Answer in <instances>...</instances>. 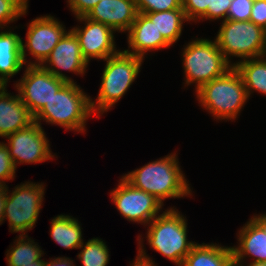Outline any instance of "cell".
<instances>
[{"label": "cell", "mask_w": 266, "mask_h": 266, "mask_svg": "<svg viewBox=\"0 0 266 266\" xmlns=\"http://www.w3.org/2000/svg\"><path fill=\"white\" fill-rule=\"evenodd\" d=\"M83 249L76 256L82 266H107L109 263V249L100 238H93L83 243L79 249Z\"/></svg>", "instance_id": "obj_25"}, {"label": "cell", "mask_w": 266, "mask_h": 266, "mask_svg": "<svg viewBox=\"0 0 266 266\" xmlns=\"http://www.w3.org/2000/svg\"><path fill=\"white\" fill-rule=\"evenodd\" d=\"M6 89L0 93V137L4 138L34 122L19 95L12 96Z\"/></svg>", "instance_id": "obj_17"}, {"label": "cell", "mask_w": 266, "mask_h": 266, "mask_svg": "<svg viewBox=\"0 0 266 266\" xmlns=\"http://www.w3.org/2000/svg\"><path fill=\"white\" fill-rule=\"evenodd\" d=\"M230 5V0H210L207 8V20H219L223 18V21H225Z\"/></svg>", "instance_id": "obj_31"}, {"label": "cell", "mask_w": 266, "mask_h": 266, "mask_svg": "<svg viewBox=\"0 0 266 266\" xmlns=\"http://www.w3.org/2000/svg\"><path fill=\"white\" fill-rule=\"evenodd\" d=\"M182 266H234L232 247L196 243Z\"/></svg>", "instance_id": "obj_20"}, {"label": "cell", "mask_w": 266, "mask_h": 266, "mask_svg": "<svg viewBox=\"0 0 266 266\" xmlns=\"http://www.w3.org/2000/svg\"><path fill=\"white\" fill-rule=\"evenodd\" d=\"M50 235L57 244L66 249H79L84 243L80 223L69 215H57L51 220Z\"/></svg>", "instance_id": "obj_22"}, {"label": "cell", "mask_w": 266, "mask_h": 266, "mask_svg": "<svg viewBox=\"0 0 266 266\" xmlns=\"http://www.w3.org/2000/svg\"><path fill=\"white\" fill-rule=\"evenodd\" d=\"M15 171L6 143L0 142V185L6 186V180H13Z\"/></svg>", "instance_id": "obj_30"}, {"label": "cell", "mask_w": 266, "mask_h": 266, "mask_svg": "<svg viewBox=\"0 0 266 266\" xmlns=\"http://www.w3.org/2000/svg\"><path fill=\"white\" fill-rule=\"evenodd\" d=\"M41 66L58 79L74 83L73 79L66 76L60 70L74 72L77 75H84L88 67V62L82 56L78 39L75 34L69 30L56 44Z\"/></svg>", "instance_id": "obj_14"}, {"label": "cell", "mask_w": 266, "mask_h": 266, "mask_svg": "<svg viewBox=\"0 0 266 266\" xmlns=\"http://www.w3.org/2000/svg\"><path fill=\"white\" fill-rule=\"evenodd\" d=\"M182 58L185 83H195L196 91L233 67L218 48L216 40H192L183 49Z\"/></svg>", "instance_id": "obj_6"}, {"label": "cell", "mask_w": 266, "mask_h": 266, "mask_svg": "<svg viewBox=\"0 0 266 266\" xmlns=\"http://www.w3.org/2000/svg\"><path fill=\"white\" fill-rule=\"evenodd\" d=\"M122 177L133 187L154 195L162 203L166 198L176 199L191 195L176 153L149 162Z\"/></svg>", "instance_id": "obj_1"}, {"label": "cell", "mask_w": 266, "mask_h": 266, "mask_svg": "<svg viewBox=\"0 0 266 266\" xmlns=\"http://www.w3.org/2000/svg\"><path fill=\"white\" fill-rule=\"evenodd\" d=\"M266 234V214L254 215L251 218Z\"/></svg>", "instance_id": "obj_37"}, {"label": "cell", "mask_w": 266, "mask_h": 266, "mask_svg": "<svg viewBox=\"0 0 266 266\" xmlns=\"http://www.w3.org/2000/svg\"><path fill=\"white\" fill-rule=\"evenodd\" d=\"M254 0H233L227 19L234 21H249Z\"/></svg>", "instance_id": "obj_29"}, {"label": "cell", "mask_w": 266, "mask_h": 266, "mask_svg": "<svg viewBox=\"0 0 266 266\" xmlns=\"http://www.w3.org/2000/svg\"><path fill=\"white\" fill-rule=\"evenodd\" d=\"M250 21L266 30V0H254Z\"/></svg>", "instance_id": "obj_32"}, {"label": "cell", "mask_w": 266, "mask_h": 266, "mask_svg": "<svg viewBox=\"0 0 266 266\" xmlns=\"http://www.w3.org/2000/svg\"><path fill=\"white\" fill-rule=\"evenodd\" d=\"M92 113L90 96L76 82H66L34 116V121L41 125V120H45L66 130L84 132Z\"/></svg>", "instance_id": "obj_2"}, {"label": "cell", "mask_w": 266, "mask_h": 266, "mask_svg": "<svg viewBox=\"0 0 266 266\" xmlns=\"http://www.w3.org/2000/svg\"><path fill=\"white\" fill-rule=\"evenodd\" d=\"M139 13L182 9V0H134Z\"/></svg>", "instance_id": "obj_27"}, {"label": "cell", "mask_w": 266, "mask_h": 266, "mask_svg": "<svg viewBox=\"0 0 266 266\" xmlns=\"http://www.w3.org/2000/svg\"><path fill=\"white\" fill-rule=\"evenodd\" d=\"M44 132L43 127L34 121L26 128L6 137V146L15 168L18 164L40 163L54 158Z\"/></svg>", "instance_id": "obj_11"}, {"label": "cell", "mask_w": 266, "mask_h": 266, "mask_svg": "<svg viewBox=\"0 0 266 266\" xmlns=\"http://www.w3.org/2000/svg\"><path fill=\"white\" fill-rule=\"evenodd\" d=\"M250 97L253 90L266 95V56L233 63Z\"/></svg>", "instance_id": "obj_21"}, {"label": "cell", "mask_w": 266, "mask_h": 266, "mask_svg": "<svg viewBox=\"0 0 266 266\" xmlns=\"http://www.w3.org/2000/svg\"><path fill=\"white\" fill-rule=\"evenodd\" d=\"M6 199V186L0 185V225L3 223L4 203Z\"/></svg>", "instance_id": "obj_36"}, {"label": "cell", "mask_w": 266, "mask_h": 266, "mask_svg": "<svg viewBox=\"0 0 266 266\" xmlns=\"http://www.w3.org/2000/svg\"><path fill=\"white\" fill-rule=\"evenodd\" d=\"M141 235L138 236V244H139V248H138V255L135 259V261H133V263L131 264L132 266H157L153 261V259H151V257H149L148 255H146V250L143 249L144 245L142 246V242L143 239ZM140 238V239H139ZM142 239V240H141Z\"/></svg>", "instance_id": "obj_34"}, {"label": "cell", "mask_w": 266, "mask_h": 266, "mask_svg": "<svg viewBox=\"0 0 266 266\" xmlns=\"http://www.w3.org/2000/svg\"><path fill=\"white\" fill-rule=\"evenodd\" d=\"M28 0H0V28L26 15Z\"/></svg>", "instance_id": "obj_26"}, {"label": "cell", "mask_w": 266, "mask_h": 266, "mask_svg": "<svg viewBox=\"0 0 266 266\" xmlns=\"http://www.w3.org/2000/svg\"><path fill=\"white\" fill-rule=\"evenodd\" d=\"M101 0H67L70 10L75 17L86 16Z\"/></svg>", "instance_id": "obj_33"}, {"label": "cell", "mask_w": 266, "mask_h": 266, "mask_svg": "<svg viewBox=\"0 0 266 266\" xmlns=\"http://www.w3.org/2000/svg\"><path fill=\"white\" fill-rule=\"evenodd\" d=\"M110 196L122 217L145 226L159 215L164 205L154 195L133 187L123 177Z\"/></svg>", "instance_id": "obj_10"}, {"label": "cell", "mask_w": 266, "mask_h": 266, "mask_svg": "<svg viewBox=\"0 0 266 266\" xmlns=\"http://www.w3.org/2000/svg\"><path fill=\"white\" fill-rule=\"evenodd\" d=\"M105 61L98 97L96 101L90 98L91 110L99 117L125 95L140 72L143 58L119 51Z\"/></svg>", "instance_id": "obj_5"}, {"label": "cell", "mask_w": 266, "mask_h": 266, "mask_svg": "<svg viewBox=\"0 0 266 266\" xmlns=\"http://www.w3.org/2000/svg\"><path fill=\"white\" fill-rule=\"evenodd\" d=\"M215 40L230 64L229 57L243 61L264 56L266 52V30L250 20L223 21Z\"/></svg>", "instance_id": "obj_7"}, {"label": "cell", "mask_w": 266, "mask_h": 266, "mask_svg": "<svg viewBox=\"0 0 266 266\" xmlns=\"http://www.w3.org/2000/svg\"><path fill=\"white\" fill-rule=\"evenodd\" d=\"M15 240L14 245L7 250L6 260L8 266H22L32 264L33 261L41 259L44 254L40 246L27 235H20Z\"/></svg>", "instance_id": "obj_24"}, {"label": "cell", "mask_w": 266, "mask_h": 266, "mask_svg": "<svg viewBox=\"0 0 266 266\" xmlns=\"http://www.w3.org/2000/svg\"><path fill=\"white\" fill-rule=\"evenodd\" d=\"M6 86H7V84H4V83H2V82L0 81V93H1L5 88H7Z\"/></svg>", "instance_id": "obj_40"}, {"label": "cell", "mask_w": 266, "mask_h": 266, "mask_svg": "<svg viewBox=\"0 0 266 266\" xmlns=\"http://www.w3.org/2000/svg\"><path fill=\"white\" fill-rule=\"evenodd\" d=\"M45 261L42 259H37L32 262V264L22 265V266H44Z\"/></svg>", "instance_id": "obj_39"}, {"label": "cell", "mask_w": 266, "mask_h": 266, "mask_svg": "<svg viewBox=\"0 0 266 266\" xmlns=\"http://www.w3.org/2000/svg\"><path fill=\"white\" fill-rule=\"evenodd\" d=\"M64 25L54 18L46 15L37 17L28 25L26 33V44L22 39V59L26 61V49L36 60L28 62L27 65H42L48 58L53 48L67 32ZM26 48V49H25Z\"/></svg>", "instance_id": "obj_12"}, {"label": "cell", "mask_w": 266, "mask_h": 266, "mask_svg": "<svg viewBox=\"0 0 266 266\" xmlns=\"http://www.w3.org/2000/svg\"><path fill=\"white\" fill-rule=\"evenodd\" d=\"M22 38L12 31L0 32V81L4 84L23 68Z\"/></svg>", "instance_id": "obj_19"}, {"label": "cell", "mask_w": 266, "mask_h": 266, "mask_svg": "<svg viewBox=\"0 0 266 266\" xmlns=\"http://www.w3.org/2000/svg\"><path fill=\"white\" fill-rule=\"evenodd\" d=\"M146 240L150 248L162 254L177 266H182L185 257L196 242L187 241L186 217L176 208L159 213L149 224Z\"/></svg>", "instance_id": "obj_4"}, {"label": "cell", "mask_w": 266, "mask_h": 266, "mask_svg": "<svg viewBox=\"0 0 266 266\" xmlns=\"http://www.w3.org/2000/svg\"><path fill=\"white\" fill-rule=\"evenodd\" d=\"M143 14L155 23L158 31L170 45L178 41L182 33L183 22L188 21L183 9H173Z\"/></svg>", "instance_id": "obj_23"}, {"label": "cell", "mask_w": 266, "mask_h": 266, "mask_svg": "<svg viewBox=\"0 0 266 266\" xmlns=\"http://www.w3.org/2000/svg\"><path fill=\"white\" fill-rule=\"evenodd\" d=\"M77 20L84 21L85 26L74 27L71 31L78 39L82 56L88 63L91 58L105 60L119 52L115 47V31L112 28L86 16L77 17Z\"/></svg>", "instance_id": "obj_13"}, {"label": "cell", "mask_w": 266, "mask_h": 266, "mask_svg": "<svg viewBox=\"0 0 266 266\" xmlns=\"http://www.w3.org/2000/svg\"><path fill=\"white\" fill-rule=\"evenodd\" d=\"M23 77L15 88L20 100L35 116L53 95L66 83L58 79L41 65H27Z\"/></svg>", "instance_id": "obj_9"}, {"label": "cell", "mask_w": 266, "mask_h": 266, "mask_svg": "<svg viewBox=\"0 0 266 266\" xmlns=\"http://www.w3.org/2000/svg\"><path fill=\"white\" fill-rule=\"evenodd\" d=\"M43 185L26 182L16 185L12 193L8 192L6 185L3 219H8L10 232H21L25 235L34 228L44 200Z\"/></svg>", "instance_id": "obj_8"}, {"label": "cell", "mask_w": 266, "mask_h": 266, "mask_svg": "<svg viewBox=\"0 0 266 266\" xmlns=\"http://www.w3.org/2000/svg\"><path fill=\"white\" fill-rule=\"evenodd\" d=\"M210 0H182V9L187 20L207 19V8Z\"/></svg>", "instance_id": "obj_28"}, {"label": "cell", "mask_w": 266, "mask_h": 266, "mask_svg": "<svg viewBox=\"0 0 266 266\" xmlns=\"http://www.w3.org/2000/svg\"><path fill=\"white\" fill-rule=\"evenodd\" d=\"M247 266H266V262H250ZM234 266H243V263H234Z\"/></svg>", "instance_id": "obj_38"}, {"label": "cell", "mask_w": 266, "mask_h": 266, "mask_svg": "<svg viewBox=\"0 0 266 266\" xmlns=\"http://www.w3.org/2000/svg\"><path fill=\"white\" fill-rule=\"evenodd\" d=\"M74 261L67 257H57L50 262L45 261L44 266H74Z\"/></svg>", "instance_id": "obj_35"}, {"label": "cell", "mask_w": 266, "mask_h": 266, "mask_svg": "<svg viewBox=\"0 0 266 266\" xmlns=\"http://www.w3.org/2000/svg\"><path fill=\"white\" fill-rule=\"evenodd\" d=\"M127 32L129 46L124 52L143 59L147 51L171 46L158 31L155 23L143 13H138Z\"/></svg>", "instance_id": "obj_16"}, {"label": "cell", "mask_w": 266, "mask_h": 266, "mask_svg": "<svg viewBox=\"0 0 266 266\" xmlns=\"http://www.w3.org/2000/svg\"><path fill=\"white\" fill-rule=\"evenodd\" d=\"M238 235L239 245L232 247L234 263H243L247 256H252L253 262H266V234L252 219Z\"/></svg>", "instance_id": "obj_18"}, {"label": "cell", "mask_w": 266, "mask_h": 266, "mask_svg": "<svg viewBox=\"0 0 266 266\" xmlns=\"http://www.w3.org/2000/svg\"><path fill=\"white\" fill-rule=\"evenodd\" d=\"M134 0H101L86 15L117 32H126L138 15Z\"/></svg>", "instance_id": "obj_15"}, {"label": "cell", "mask_w": 266, "mask_h": 266, "mask_svg": "<svg viewBox=\"0 0 266 266\" xmlns=\"http://www.w3.org/2000/svg\"><path fill=\"white\" fill-rule=\"evenodd\" d=\"M196 95L201 107L218 120L236 119L249 98L234 66L224 75L203 84Z\"/></svg>", "instance_id": "obj_3"}]
</instances>
